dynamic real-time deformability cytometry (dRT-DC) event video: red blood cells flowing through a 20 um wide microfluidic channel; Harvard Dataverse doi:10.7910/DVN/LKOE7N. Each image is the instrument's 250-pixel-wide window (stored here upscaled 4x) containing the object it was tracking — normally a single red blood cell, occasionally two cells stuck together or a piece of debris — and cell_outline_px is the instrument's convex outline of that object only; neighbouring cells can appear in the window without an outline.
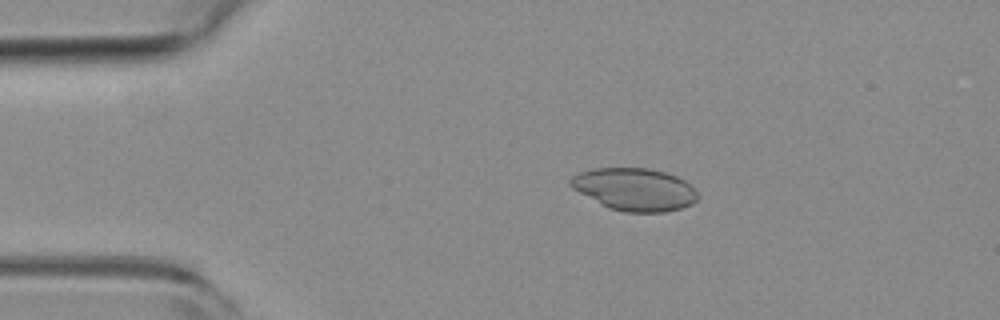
{"species": "common noctule bat (a hibernating species)", "species_latin": "Nyctalus noctula", "temperature_condition": "room temperature", "stored_images_in_passage": 48, "camera_frame_rate_fps": 3000, "um_per_image_px": 0.085, "animal": {"sex": "female", "body_mass_g": 19.3, "forearm_length_mm": 54.1}, "frame": {"image": 1, "passage_image": 5, "time_ms": 1.333, "image_size_px": [1000, 320], "cell_outline_px": [[696, 200], [692, 204], [680, 208], [664, 212], [624, 212], [608, 208], [572, 188], [568, 184], [568, 180], [572, 176], [580, 172], [592, 168], [648, 168], [664, 172], [676, 176], [684, 180], [696, 192]], "centroid_in_image_um": [53.89, 16.09], "position_along_channel_um": 31.1, "area_um2": 31.33}}
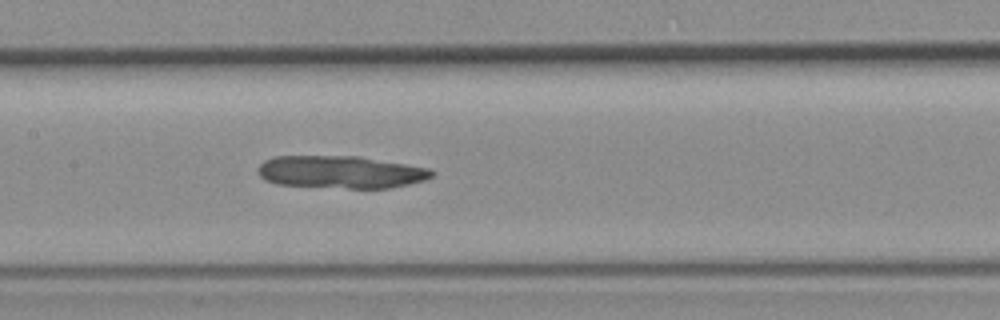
{"frame": {"image": 2, "passage_image": 20, "time_ms": 6.333, "image_size_px": [1000, 320], "cell_outline_px": [[436, 172], [432, 176], [424, 180], [392, 188], [348, 188], [276, 184], [264, 180], [260, 176], [256, 168], [264, 160], [276, 156], [360, 156], [428, 168]], "centroid_in_image_um": [28.94, 14.62], "position_along_channel_um": 178.5, "area_um2": 33.0}}
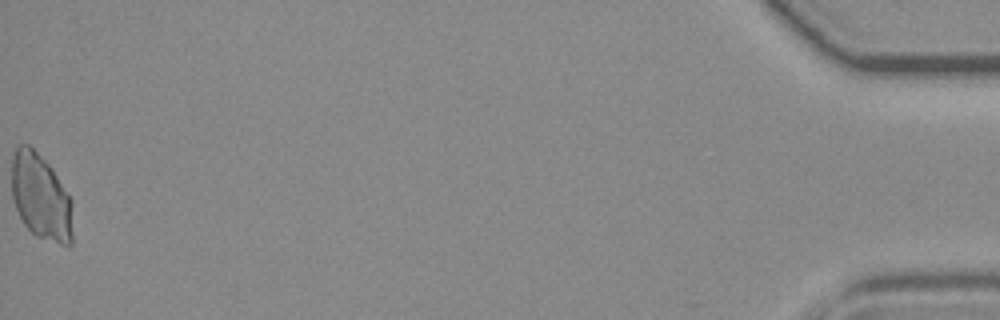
{"frame": {"image": 3, "passage_image": 48, "time_ms": 15.667, "image_size_px": [1000, 320], "cell_outline_px": [[72, 244], [68, 248], [36, 236], [24, 224], [16, 208], [12, 196], [12, 156], [16, 148], [20, 144], [28, 144], [52, 168], [72, 200]], "centroid_in_image_um": [3.49, 16.78], "position_along_channel_um": 431.7, "area_um2": 30.75}}